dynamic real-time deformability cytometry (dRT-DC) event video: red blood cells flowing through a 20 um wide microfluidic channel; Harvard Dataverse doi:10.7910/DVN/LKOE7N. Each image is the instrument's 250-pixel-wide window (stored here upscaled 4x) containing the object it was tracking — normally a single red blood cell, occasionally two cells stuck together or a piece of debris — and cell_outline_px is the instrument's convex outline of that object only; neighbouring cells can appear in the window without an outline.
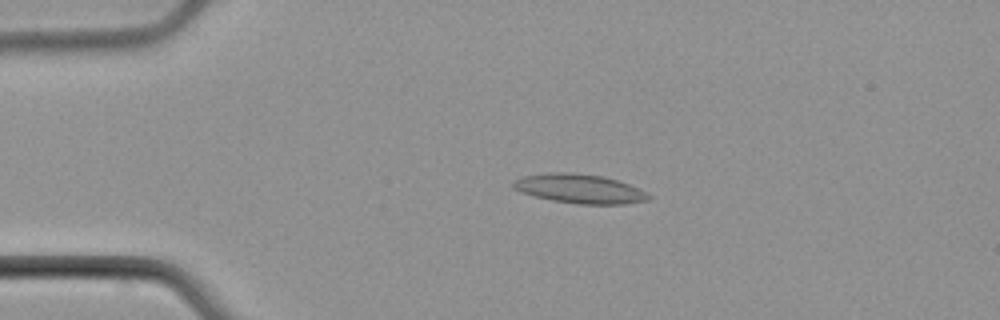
{"species": "common noctule bat (a hibernating species)", "species_latin": "Nyctalus noctula", "temperature_condition": "cold", "stored_images_in_passage": 2, "camera_frame_rate_fps": 3000, "um_per_image_px": 0.085, "animal": {"sex": "male", "body_mass_g": 21.5, "forearm_length_mm": 52.0}, "frame": {"image": 1, "passage_image": 1, "time_ms": 0.0, "image_size_px": [1000, 320], "cell_outline_px": [[652, 196], [648, 200], [624, 204], [580, 204], [552, 200], [520, 192], [512, 188], [512, 180], [524, 176], [548, 172], [572, 172], [604, 176], [628, 184], [648, 192]], "centroid_in_image_um": [49.25, 16.03], "position_along_channel_um": 35.7, "area_um2": 23.12}}